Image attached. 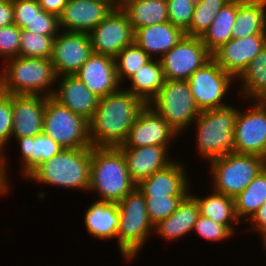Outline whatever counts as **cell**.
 Wrapping results in <instances>:
<instances>
[{
	"label": "cell",
	"mask_w": 266,
	"mask_h": 266,
	"mask_svg": "<svg viewBox=\"0 0 266 266\" xmlns=\"http://www.w3.org/2000/svg\"><path fill=\"white\" fill-rule=\"evenodd\" d=\"M75 76L99 99L119 90L115 58L92 53Z\"/></svg>",
	"instance_id": "obj_18"
},
{
	"label": "cell",
	"mask_w": 266,
	"mask_h": 266,
	"mask_svg": "<svg viewBox=\"0 0 266 266\" xmlns=\"http://www.w3.org/2000/svg\"><path fill=\"white\" fill-rule=\"evenodd\" d=\"M237 80L241 81L237 93L244 96L243 99L253 101L266 93V47L247 65Z\"/></svg>",
	"instance_id": "obj_33"
},
{
	"label": "cell",
	"mask_w": 266,
	"mask_h": 266,
	"mask_svg": "<svg viewBox=\"0 0 266 266\" xmlns=\"http://www.w3.org/2000/svg\"><path fill=\"white\" fill-rule=\"evenodd\" d=\"M120 8L127 14L134 32L169 21L167 0H126Z\"/></svg>",
	"instance_id": "obj_28"
},
{
	"label": "cell",
	"mask_w": 266,
	"mask_h": 266,
	"mask_svg": "<svg viewBox=\"0 0 266 266\" xmlns=\"http://www.w3.org/2000/svg\"><path fill=\"white\" fill-rule=\"evenodd\" d=\"M9 183L7 182V179L3 175L2 171V156L0 155V195L4 196L3 194L10 193L11 189L9 188Z\"/></svg>",
	"instance_id": "obj_47"
},
{
	"label": "cell",
	"mask_w": 266,
	"mask_h": 266,
	"mask_svg": "<svg viewBox=\"0 0 266 266\" xmlns=\"http://www.w3.org/2000/svg\"><path fill=\"white\" fill-rule=\"evenodd\" d=\"M106 1H110L114 5V0H106Z\"/></svg>",
	"instance_id": "obj_53"
},
{
	"label": "cell",
	"mask_w": 266,
	"mask_h": 266,
	"mask_svg": "<svg viewBox=\"0 0 266 266\" xmlns=\"http://www.w3.org/2000/svg\"><path fill=\"white\" fill-rule=\"evenodd\" d=\"M14 24L21 30L43 9L38 0H12Z\"/></svg>",
	"instance_id": "obj_43"
},
{
	"label": "cell",
	"mask_w": 266,
	"mask_h": 266,
	"mask_svg": "<svg viewBox=\"0 0 266 266\" xmlns=\"http://www.w3.org/2000/svg\"><path fill=\"white\" fill-rule=\"evenodd\" d=\"M124 88L98 100L96 111L88 121L92 147L121 146L138 114L147 105Z\"/></svg>",
	"instance_id": "obj_1"
},
{
	"label": "cell",
	"mask_w": 266,
	"mask_h": 266,
	"mask_svg": "<svg viewBox=\"0 0 266 266\" xmlns=\"http://www.w3.org/2000/svg\"><path fill=\"white\" fill-rule=\"evenodd\" d=\"M250 107L247 111L237 108L234 153L266 159V115L256 103Z\"/></svg>",
	"instance_id": "obj_13"
},
{
	"label": "cell",
	"mask_w": 266,
	"mask_h": 266,
	"mask_svg": "<svg viewBox=\"0 0 266 266\" xmlns=\"http://www.w3.org/2000/svg\"><path fill=\"white\" fill-rule=\"evenodd\" d=\"M134 30L127 14L115 7L90 33L93 53L115 58L125 47L134 42Z\"/></svg>",
	"instance_id": "obj_12"
},
{
	"label": "cell",
	"mask_w": 266,
	"mask_h": 266,
	"mask_svg": "<svg viewBox=\"0 0 266 266\" xmlns=\"http://www.w3.org/2000/svg\"><path fill=\"white\" fill-rule=\"evenodd\" d=\"M13 126V109H12V95L0 91V155L2 156V171L4 177L9 182L7 171L8 160L5 154V145H8L11 140Z\"/></svg>",
	"instance_id": "obj_37"
},
{
	"label": "cell",
	"mask_w": 266,
	"mask_h": 266,
	"mask_svg": "<svg viewBox=\"0 0 266 266\" xmlns=\"http://www.w3.org/2000/svg\"><path fill=\"white\" fill-rule=\"evenodd\" d=\"M231 0H202L195 5L190 26L185 30L187 36L201 37L210 27L218 12Z\"/></svg>",
	"instance_id": "obj_35"
},
{
	"label": "cell",
	"mask_w": 266,
	"mask_h": 266,
	"mask_svg": "<svg viewBox=\"0 0 266 266\" xmlns=\"http://www.w3.org/2000/svg\"><path fill=\"white\" fill-rule=\"evenodd\" d=\"M34 34L57 36L61 31L58 16L42 10L23 28Z\"/></svg>",
	"instance_id": "obj_41"
},
{
	"label": "cell",
	"mask_w": 266,
	"mask_h": 266,
	"mask_svg": "<svg viewBox=\"0 0 266 266\" xmlns=\"http://www.w3.org/2000/svg\"><path fill=\"white\" fill-rule=\"evenodd\" d=\"M167 5L169 22L185 31L192 21L195 5L188 0H167Z\"/></svg>",
	"instance_id": "obj_42"
},
{
	"label": "cell",
	"mask_w": 266,
	"mask_h": 266,
	"mask_svg": "<svg viewBox=\"0 0 266 266\" xmlns=\"http://www.w3.org/2000/svg\"><path fill=\"white\" fill-rule=\"evenodd\" d=\"M125 156L131 179L137 184L155 172L165 169L175 161L169 156L168 147H118Z\"/></svg>",
	"instance_id": "obj_21"
},
{
	"label": "cell",
	"mask_w": 266,
	"mask_h": 266,
	"mask_svg": "<svg viewBox=\"0 0 266 266\" xmlns=\"http://www.w3.org/2000/svg\"><path fill=\"white\" fill-rule=\"evenodd\" d=\"M235 78L224 71L212 58L195 70L187 80L197 107L202 110L228 106L226 100L229 88ZM227 94V95H226Z\"/></svg>",
	"instance_id": "obj_10"
},
{
	"label": "cell",
	"mask_w": 266,
	"mask_h": 266,
	"mask_svg": "<svg viewBox=\"0 0 266 266\" xmlns=\"http://www.w3.org/2000/svg\"><path fill=\"white\" fill-rule=\"evenodd\" d=\"M208 163L212 190L235 198L266 166V159L256 155L229 153Z\"/></svg>",
	"instance_id": "obj_7"
},
{
	"label": "cell",
	"mask_w": 266,
	"mask_h": 266,
	"mask_svg": "<svg viewBox=\"0 0 266 266\" xmlns=\"http://www.w3.org/2000/svg\"><path fill=\"white\" fill-rule=\"evenodd\" d=\"M19 144L21 153V169L23 178H25L39 164L51 159L58 154L63 147L56 143L50 136L44 132L35 137L25 136L15 138Z\"/></svg>",
	"instance_id": "obj_26"
},
{
	"label": "cell",
	"mask_w": 266,
	"mask_h": 266,
	"mask_svg": "<svg viewBox=\"0 0 266 266\" xmlns=\"http://www.w3.org/2000/svg\"><path fill=\"white\" fill-rule=\"evenodd\" d=\"M55 37L34 34L22 29L19 56L50 59Z\"/></svg>",
	"instance_id": "obj_36"
},
{
	"label": "cell",
	"mask_w": 266,
	"mask_h": 266,
	"mask_svg": "<svg viewBox=\"0 0 266 266\" xmlns=\"http://www.w3.org/2000/svg\"><path fill=\"white\" fill-rule=\"evenodd\" d=\"M136 188L118 147H91L90 186L99 201L118 203Z\"/></svg>",
	"instance_id": "obj_2"
},
{
	"label": "cell",
	"mask_w": 266,
	"mask_h": 266,
	"mask_svg": "<svg viewBox=\"0 0 266 266\" xmlns=\"http://www.w3.org/2000/svg\"><path fill=\"white\" fill-rule=\"evenodd\" d=\"M118 248L128 262L135 260L150 233L154 232L146 209L145 196L135 188L118 202Z\"/></svg>",
	"instance_id": "obj_6"
},
{
	"label": "cell",
	"mask_w": 266,
	"mask_h": 266,
	"mask_svg": "<svg viewBox=\"0 0 266 266\" xmlns=\"http://www.w3.org/2000/svg\"><path fill=\"white\" fill-rule=\"evenodd\" d=\"M256 103L260 108L261 110L265 113L266 115V93L265 94H262L260 95L259 97L255 98L253 100V103Z\"/></svg>",
	"instance_id": "obj_48"
},
{
	"label": "cell",
	"mask_w": 266,
	"mask_h": 266,
	"mask_svg": "<svg viewBox=\"0 0 266 266\" xmlns=\"http://www.w3.org/2000/svg\"><path fill=\"white\" fill-rule=\"evenodd\" d=\"M199 215V205L189 193L174 213L154 225V233L166 241L180 240L183 236L185 237L193 232Z\"/></svg>",
	"instance_id": "obj_24"
},
{
	"label": "cell",
	"mask_w": 266,
	"mask_h": 266,
	"mask_svg": "<svg viewBox=\"0 0 266 266\" xmlns=\"http://www.w3.org/2000/svg\"><path fill=\"white\" fill-rule=\"evenodd\" d=\"M14 23L12 0H0V27Z\"/></svg>",
	"instance_id": "obj_44"
},
{
	"label": "cell",
	"mask_w": 266,
	"mask_h": 266,
	"mask_svg": "<svg viewBox=\"0 0 266 266\" xmlns=\"http://www.w3.org/2000/svg\"><path fill=\"white\" fill-rule=\"evenodd\" d=\"M182 163L175 160L165 169L140 180L136 188L144 196H187L191 186L187 168Z\"/></svg>",
	"instance_id": "obj_20"
},
{
	"label": "cell",
	"mask_w": 266,
	"mask_h": 266,
	"mask_svg": "<svg viewBox=\"0 0 266 266\" xmlns=\"http://www.w3.org/2000/svg\"><path fill=\"white\" fill-rule=\"evenodd\" d=\"M87 232L95 239H117L119 228L118 203L99 201L88 205L84 215Z\"/></svg>",
	"instance_id": "obj_25"
},
{
	"label": "cell",
	"mask_w": 266,
	"mask_h": 266,
	"mask_svg": "<svg viewBox=\"0 0 266 266\" xmlns=\"http://www.w3.org/2000/svg\"><path fill=\"white\" fill-rule=\"evenodd\" d=\"M185 35L183 29L167 21L137 29L134 33V41L152 59H160Z\"/></svg>",
	"instance_id": "obj_23"
},
{
	"label": "cell",
	"mask_w": 266,
	"mask_h": 266,
	"mask_svg": "<svg viewBox=\"0 0 266 266\" xmlns=\"http://www.w3.org/2000/svg\"><path fill=\"white\" fill-rule=\"evenodd\" d=\"M126 0H114V6L118 7L122 5Z\"/></svg>",
	"instance_id": "obj_50"
},
{
	"label": "cell",
	"mask_w": 266,
	"mask_h": 266,
	"mask_svg": "<svg viewBox=\"0 0 266 266\" xmlns=\"http://www.w3.org/2000/svg\"><path fill=\"white\" fill-rule=\"evenodd\" d=\"M179 135L200 115L188 81L165 80L158 94L148 103Z\"/></svg>",
	"instance_id": "obj_8"
},
{
	"label": "cell",
	"mask_w": 266,
	"mask_h": 266,
	"mask_svg": "<svg viewBox=\"0 0 266 266\" xmlns=\"http://www.w3.org/2000/svg\"><path fill=\"white\" fill-rule=\"evenodd\" d=\"M186 196H145L146 209L153 225L174 213Z\"/></svg>",
	"instance_id": "obj_38"
},
{
	"label": "cell",
	"mask_w": 266,
	"mask_h": 266,
	"mask_svg": "<svg viewBox=\"0 0 266 266\" xmlns=\"http://www.w3.org/2000/svg\"><path fill=\"white\" fill-rule=\"evenodd\" d=\"M193 232L206 241L222 242L231 239L233 233L225 226L210 218L199 215ZM229 238V239H228Z\"/></svg>",
	"instance_id": "obj_39"
},
{
	"label": "cell",
	"mask_w": 266,
	"mask_h": 266,
	"mask_svg": "<svg viewBox=\"0 0 266 266\" xmlns=\"http://www.w3.org/2000/svg\"><path fill=\"white\" fill-rule=\"evenodd\" d=\"M4 65L0 71L1 92L10 95L53 96L57 75L50 59L17 56L6 60Z\"/></svg>",
	"instance_id": "obj_3"
},
{
	"label": "cell",
	"mask_w": 266,
	"mask_h": 266,
	"mask_svg": "<svg viewBox=\"0 0 266 266\" xmlns=\"http://www.w3.org/2000/svg\"><path fill=\"white\" fill-rule=\"evenodd\" d=\"M266 202V166L251 183L234 198L235 213L238 220L250 221ZM247 217V218H246Z\"/></svg>",
	"instance_id": "obj_32"
},
{
	"label": "cell",
	"mask_w": 266,
	"mask_h": 266,
	"mask_svg": "<svg viewBox=\"0 0 266 266\" xmlns=\"http://www.w3.org/2000/svg\"><path fill=\"white\" fill-rule=\"evenodd\" d=\"M250 221L252 223V226L250 224V231H258V233L266 231V202Z\"/></svg>",
	"instance_id": "obj_45"
},
{
	"label": "cell",
	"mask_w": 266,
	"mask_h": 266,
	"mask_svg": "<svg viewBox=\"0 0 266 266\" xmlns=\"http://www.w3.org/2000/svg\"><path fill=\"white\" fill-rule=\"evenodd\" d=\"M200 37L185 35L160 58L166 80L187 81L193 72L212 59Z\"/></svg>",
	"instance_id": "obj_11"
},
{
	"label": "cell",
	"mask_w": 266,
	"mask_h": 266,
	"mask_svg": "<svg viewBox=\"0 0 266 266\" xmlns=\"http://www.w3.org/2000/svg\"><path fill=\"white\" fill-rule=\"evenodd\" d=\"M233 1H240V2H243V1H254V0H233Z\"/></svg>",
	"instance_id": "obj_52"
},
{
	"label": "cell",
	"mask_w": 266,
	"mask_h": 266,
	"mask_svg": "<svg viewBox=\"0 0 266 266\" xmlns=\"http://www.w3.org/2000/svg\"><path fill=\"white\" fill-rule=\"evenodd\" d=\"M21 29L14 23L0 27V58L5 62L19 56Z\"/></svg>",
	"instance_id": "obj_40"
},
{
	"label": "cell",
	"mask_w": 266,
	"mask_h": 266,
	"mask_svg": "<svg viewBox=\"0 0 266 266\" xmlns=\"http://www.w3.org/2000/svg\"><path fill=\"white\" fill-rule=\"evenodd\" d=\"M261 235H260V237H261V239H262V243H263V247H264V249H265V251H266V231H264V232H262V233H260Z\"/></svg>",
	"instance_id": "obj_49"
},
{
	"label": "cell",
	"mask_w": 266,
	"mask_h": 266,
	"mask_svg": "<svg viewBox=\"0 0 266 266\" xmlns=\"http://www.w3.org/2000/svg\"><path fill=\"white\" fill-rule=\"evenodd\" d=\"M232 39L266 35V0L238 1Z\"/></svg>",
	"instance_id": "obj_27"
},
{
	"label": "cell",
	"mask_w": 266,
	"mask_h": 266,
	"mask_svg": "<svg viewBox=\"0 0 266 266\" xmlns=\"http://www.w3.org/2000/svg\"><path fill=\"white\" fill-rule=\"evenodd\" d=\"M237 9L238 1L231 0L227 3L200 37L202 43L212 54L232 39V29L235 24Z\"/></svg>",
	"instance_id": "obj_31"
},
{
	"label": "cell",
	"mask_w": 266,
	"mask_h": 266,
	"mask_svg": "<svg viewBox=\"0 0 266 266\" xmlns=\"http://www.w3.org/2000/svg\"><path fill=\"white\" fill-rule=\"evenodd\" d=\"M43 132L66 149L92 147L88 121L52 97H46Z\"/></svg>",
	"instance_id": "obj_9"
},
{
	"label": "cell",
	"mask_w": 266,
	"mask_h": 266,
	"mask_svg": "<svg viewBox=\"0 0 266 266\" xmlns=\"http://www.w3.org/2000/svg\"><path fill=\"white\" fill-rule=\"evenodd\" d=\"M233 105L202 110L196 124V150L207 162L234 153V127L237 109Z\"/></svg>",
	"instance_id": "obj_5"
},
{
	"label": "cell",
	"mask_w": 266,
	"mask_h": 266,
	"mask_svg": "<svg viewBox=\"0 0 266 266\" xmlns=\"http://www.w3.org/2000/svg\"><path fill=\"white\" fill-rule=\"evenodd\" d=\"M92 53L88 33L63 31L54 38L50 60L57 77L75 75Z\"/></svg>",
	"instance_id": "obj_14"
},
{
	"label": "cell",
	"mask_w": 266,
	"mask_h": 266,
	"mask_svg": "<svg viewBox=\"0 0 266 266\" xmlns=\"http://www.w3.org/2000/svg\"><path fill=\"white\" fill-rule=\"evenodd\" d=\"M152 58L134 41L115 57L117 77L122 84Z\"/></svg>",
	"instance_id": "obj_34"
},
{
	"label": "cell",
	"mask_w": 266,
	"mask_h": 266,
	"mask_svg": "<svg viewBox=\"0 0 266 266\" xmlns=\"http://www.w3.org/2000/svg\"><path fill=\"white\" fill-rule=\"evenodd\" d=\"M130 86L125 88L148 104L165 83L160 59H151L129 79Z\"/></svg>",
	"instance_id": "obj_29"
},
{
	"label": "cell",
	"mask_w": 266,
	"mask_h": 266,
	"mask_svg": "<svg viewBox=\"0 0 266 266\" xmlns=\"http://www.w3.org/2000/svg\"><path fill=\"white\" fill-rule=\"evenodd\" d=\"M56 83L58 87L52 98L89 121L96 111L99 98L75 75L59 76Z\"/></svg>",
	"instance_id": "obj_22"
},
{
	"label": "cell",
	"mask_w": 266,
	"mask_h": 266,
	"mask_svg": "<svg viewBox=\"0 0 266 266\" xmlns=\"http://www.w3.org/2000/svg\"><path fill=\"white\" fill-rule=\"evenodd\" d=\"M265 47L266 35H249L242 39L229 40L212 57L224 71L237 79Z\"/></svg>",
	"instance_id": "obj_17"
},
{
	"label": "cell",
	"mask_w": 266,
	"mask_h": 266,
	"mask_svg": "<svg viewBox=\"0 0 266 266\" xmlns=\"http://www.w3.org/2000/svg\"><path fill=\"white\" fill-rule=\"evenodd\" d=\"M45 104L46 97L42 95H12L11 138L35 137L42 133Z\"/></svg>",
	"instance_id": "obj_19"
},
{
	"label": "cell",
	"mask_w": 266,
	"mask_h": 266,
	"mask_svg": "<svg viewBox=\"0 0 266 266\" xmlns=\"http://www.w3.org/2000/svg\"><path fill=\"white\" fill-rule=\"evenodd\" d=\"M190 1L193 5H198L202 0H188Z\"/></svg>",
	"instance_id": "obj_51"
},
{
	"label": "cell",
	"mask_w": 266,
	"mask_h": 266,
	"mask_svg": "<svg viewBox=\"0 0 266 266\" xmlns=\"http://www.w3.org/2000/svg\"><path fill=\"white\" fill-rule=\"evenodd\" d=\"M68 0H38L39 5L46 12L59 16Z\"/></svg>",
	"instance_id": "obj_46"
},
{
	"label": "cell",
	"mask_w": 266,
	"mask_h": 266,
	"mask_svg": "<svg viewBox=\"0 0 266 266\" xmlns=\"http://www.w3.org/2000/svg\"><path fill=\"white\" fill-rule=\"evenodd\" d=\"M178 136H180L178 132L147 104L138 114L129 129L126 140L119 147H144L150 145L170 147V144Z\"/></svg>",
	"instance_id": "obj_15"
},
{
	"label": "cell",
	"mask_w": 266,
	"mask_h": 266,
	"mask_svg": "<svg viewBox=\"0 0 266 266\" xmlns=\"http://www.w3.org/2000/svg\"><path fill=\"white\" fill-rule=\"evenodd\" d=\"M91 147L66 149L39 164L26 177L33 183L79 189L90 186Z\"/></svg>",
	"instance_id": "obj_4"
},
{
	"label": "cell",
	"mask_w": 266,
	"mask_h": 266,
	"mask_svg": "<svg viewBox=\"0 0 266 266\" xmlns=\"http://www.w3.org/2000/svg\"><path fill=\"white\" fill-rule=\"evenodd\" d=\"M114 8L106 0H68L58 16L60 30L89 34Z\"/></svg>",
	"instance_id": "obj_16"
},
{
	"label": "cell",
	"mask_w": 266,
	"mask_h": 266,
	"mask_svg": "<svg viewBox=\"0 0 266 266\" xmlns=\"http://www.w3.org/2000/svg\"><path fill=\"white\" fill-rule=\"evenodd\" d=\"M190 194L196 199L202 216L225 225L233 234L236 232V228L232 224H239L241 222L235 213L234 198L213 190L212 194L210 193L206 197L194 195L191 193V190Z\"/></svg>",
	"instance_id": "obj_30"
}]
</instances>
